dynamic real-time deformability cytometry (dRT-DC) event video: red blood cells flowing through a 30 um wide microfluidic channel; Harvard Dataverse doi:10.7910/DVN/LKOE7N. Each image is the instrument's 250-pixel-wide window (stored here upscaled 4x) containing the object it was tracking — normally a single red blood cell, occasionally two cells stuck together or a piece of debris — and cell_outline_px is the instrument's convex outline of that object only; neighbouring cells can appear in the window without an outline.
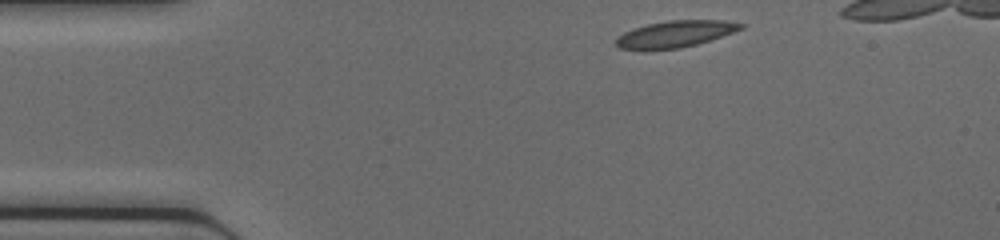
{"species": "common noctule bat (a hibernating species)", "species_latin": "Nyctalus noctula", "temperature_condition": "cold", "stored_images_in_passage": 34, "camera_frame_rate_fps": 3000, "um_per_image_px": 0.085, "animal": {"sex": "female", "body_mass_g": 17.0, "forearm_length_mm": 48.0}, "frame": {"image": 1, "passage_image": 1, "time_ms": 0.0, "image_size_px": [1000, 240], "cell_outline_px": [[744, 28], [696, 44], [680, 48], [644, 52], [620, 48], [616, 44], [616, 36], [632, 28], [648, 24], [668, 20], [724, 20], [744, 24]], "centroid_in_image_um": [57.29, 2.91], "position_along_channel_um": 27.7, "area_um2": 19.65}}
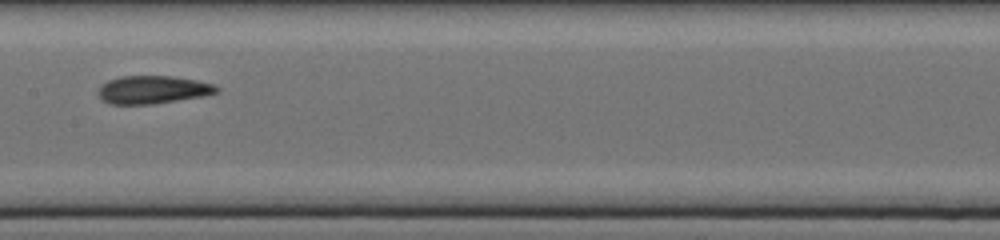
{"frame": {"image": 2, "passage_image": 16, "time_ms": 5.0, "image_size_px": [1000, 240], "cell_outline_px": [[220, 92], [204, 96], [152, 104], [112, 104], [100, 100], [96, 92], [100, 84], [108, 80], [120, 76], [172, 76], [196, 80], [212, 84], [220, 88]], "centroid_in_image_um": [12.94, 7.62], "position_along_channel_um": 194.5, "area_um2": 19.54}}
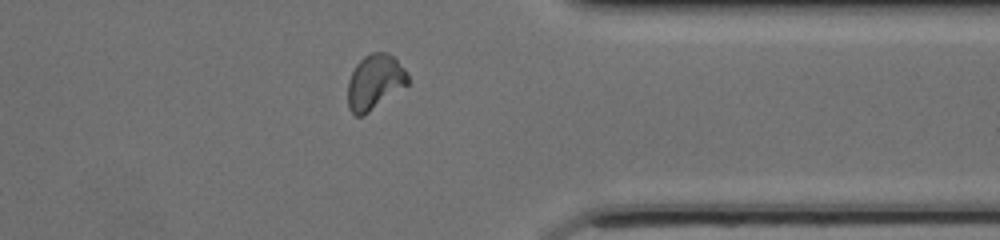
{"frame": {"image": 3, "passage_image": 29, "time_ms": 9.333, "image_size_px": [1000, 240], "cell_outline_px": [[408, 84], [368, 112], [360, 116], [356, 116], [348, 108], [348, 80], [356, 64], [364, 56], [372, 52], [388, 52], [408, 72]], "centroid_in_image_um": [31.84, 6.95], "position_along_channel_um": 379.6, "area_um2": 19.02}}